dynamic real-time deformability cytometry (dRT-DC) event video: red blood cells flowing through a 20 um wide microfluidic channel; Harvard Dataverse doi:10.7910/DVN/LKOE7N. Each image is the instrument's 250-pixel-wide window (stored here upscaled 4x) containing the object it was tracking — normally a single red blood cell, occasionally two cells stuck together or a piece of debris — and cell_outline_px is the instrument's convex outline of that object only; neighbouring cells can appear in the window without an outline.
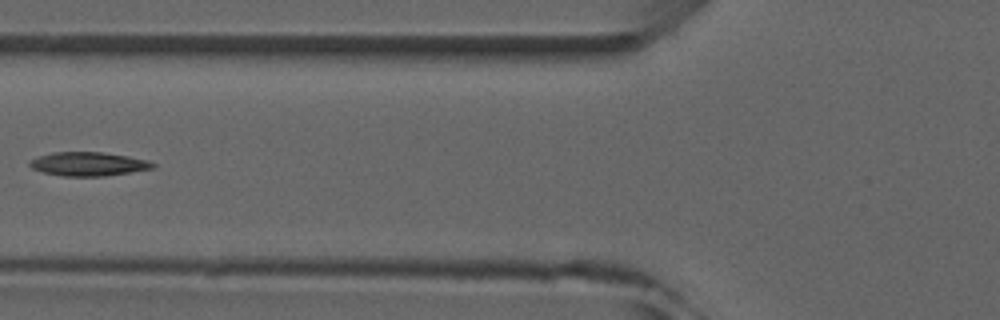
{"species": "common noctule bat (a hibernating species)", "species_latin": "Nyctalus noctula", "temperature_condition": "room temperature", "stored_images_in_passage": 6, "camera_frame_rate_fps": 3000, "um_per_image_px": 0.085, "animal": {"sex": "male", "forearm_length_mm": 52.5}, "frame": {"image": 1, "passage_image": 4, "time_ms": 3.667, "image_size_px": [1000, 320], "cell_outline_px": [[156, 168], [104, 176], [64, 176], [44, 172], [32, 168], [28, 164], [28, 160], [40, 156], [56, 152], [104, 152], [128, 156], [148, 160], [156, 164]], "centroid_in_image_um": [7.54, 13.93], "position_along_channel_um": 118.3, "area_um2": 17.05}}
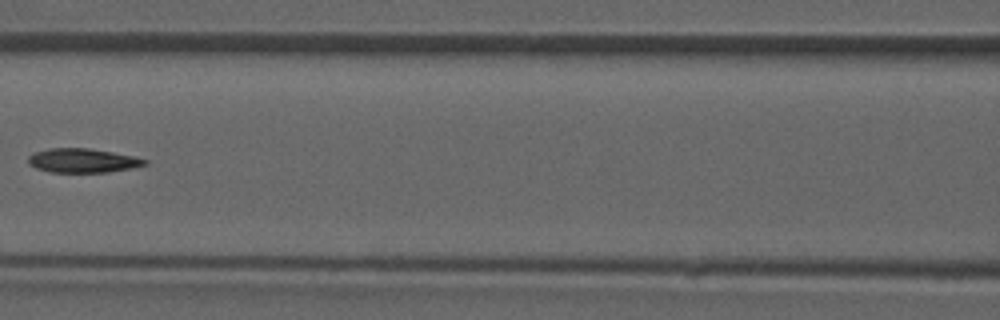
{"frame": {"image": 2, "passage_image": 5, "time_ms": 4.667, "image_size_px": [1000, 320], "cell_outline_px": [[148, 164], [132, 168], [108, 172], [48, 172], [36, 168], [28, 164], [28, 156], [36, 152], [48, 148], [88, 148], [136, 156], [148, 160]], "centroid_in_image_um": [7.04, 13.65], "position_along_channel_um": 159.6, "area_um2": 16.47}}